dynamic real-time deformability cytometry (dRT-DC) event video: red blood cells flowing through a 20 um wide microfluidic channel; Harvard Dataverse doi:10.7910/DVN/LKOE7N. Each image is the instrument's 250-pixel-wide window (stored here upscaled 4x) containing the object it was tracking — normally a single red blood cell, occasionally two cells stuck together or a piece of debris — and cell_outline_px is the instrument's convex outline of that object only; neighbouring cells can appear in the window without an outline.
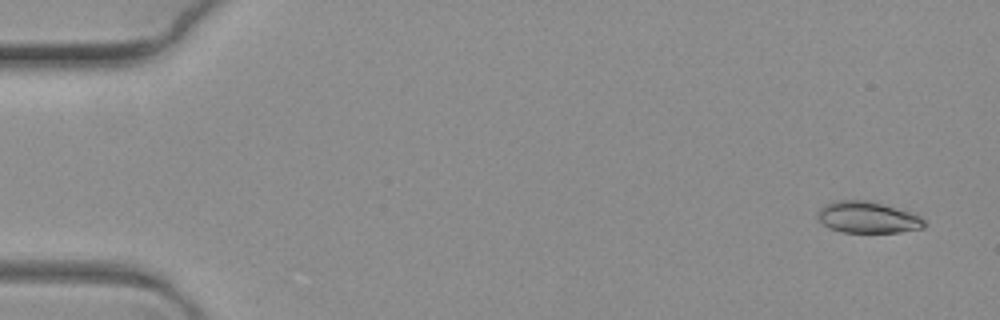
{"species": "common noctule bat (a hibernating species)", "species_latin": "Nyctalus noctula", "temperature_condition": "warm", "stored_images_in_passage": 6, "camera_frame_rate_fps": 3000, "um_per_image_px": 0.085, "animal": {"sex": "female", "body_mass_g": 19.3, "forearm_length_mm": 54.1}, "frame": {"image": 1, "passage_image": 1, "time_ms": 0.0, "image_size_px": [1000, 320], "cell_outline_px": [[924, 228], [900, 232], [840, 232], [828, 228], [816, 216], [816, 212], [824, 204], [836, 200], [864, 200], [880, 204], [908, 212], [920, 216], [924, 220]], "centroid_in_image_um": [73.68, 18.48], "position_along_channel_um": 11.3, "area_um2": 19.36}}
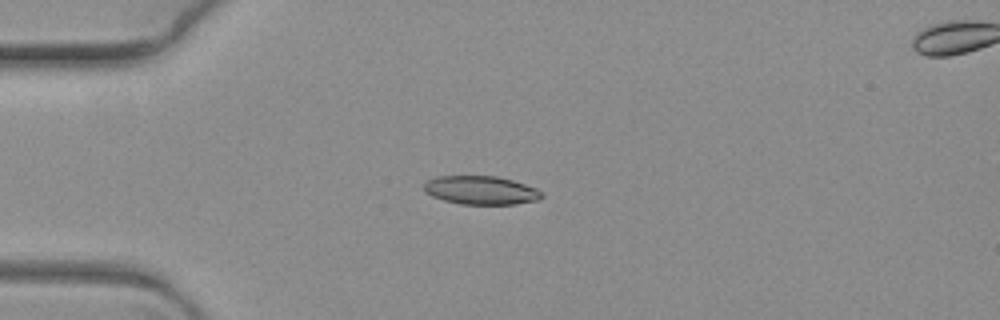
{"frame": {"image": 2, "passage_image": 5, "time_ms": 1.333, "image_size_px": [1000, 320], "cell_outline_px": [[544, 196], [536, 200], [516, 204], [460, 204], [444, 200], [432, 196], [424, 192], [424, 184], [428, 180], [436, 176], [496, 176], [512, 180], [536, 188], [544, 192]], "centroid_in_image_um": [40.88, 16.17], "position_along_channel_um": 44.1, "area_um2": 19.59}}